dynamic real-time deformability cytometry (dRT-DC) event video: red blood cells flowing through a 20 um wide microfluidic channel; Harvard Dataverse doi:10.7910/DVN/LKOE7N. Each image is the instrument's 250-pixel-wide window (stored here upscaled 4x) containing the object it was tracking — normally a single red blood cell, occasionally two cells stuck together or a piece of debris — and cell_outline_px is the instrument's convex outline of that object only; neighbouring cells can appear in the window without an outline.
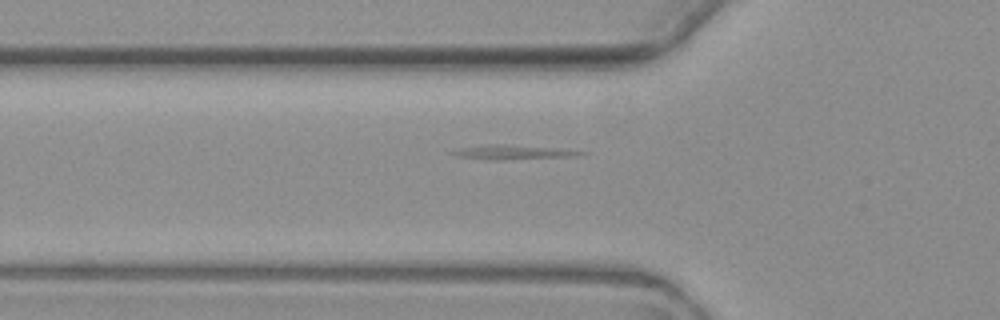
{"species": "common noctule bat (a hibernating species)", "species_latin": "Nyctalus noctula", "temperature_condition": "warm", "stored_images_in_passage": 5, "camera_frame_rate_fps": 3000, "um_per_image_px": 0.085, "animal": {"sex": "female", "body_mass_g": 19.3, "forearm_length_mm": 54.1}, "frame": {"image": 1, "passage_image": 5, "time_ms": 6.0, "image_size_px": [1000, 320], "cell_outline_px": [[588, 152], [576, 156], [504, 160], [492, 160], [456, 156], [452, 152], [464, 148], [496, 144], [548, 148]], "centroid_in_image_um": [43.61, 12.97], "position_along_channel_um": 82.2, "area_um2": 10.0}}